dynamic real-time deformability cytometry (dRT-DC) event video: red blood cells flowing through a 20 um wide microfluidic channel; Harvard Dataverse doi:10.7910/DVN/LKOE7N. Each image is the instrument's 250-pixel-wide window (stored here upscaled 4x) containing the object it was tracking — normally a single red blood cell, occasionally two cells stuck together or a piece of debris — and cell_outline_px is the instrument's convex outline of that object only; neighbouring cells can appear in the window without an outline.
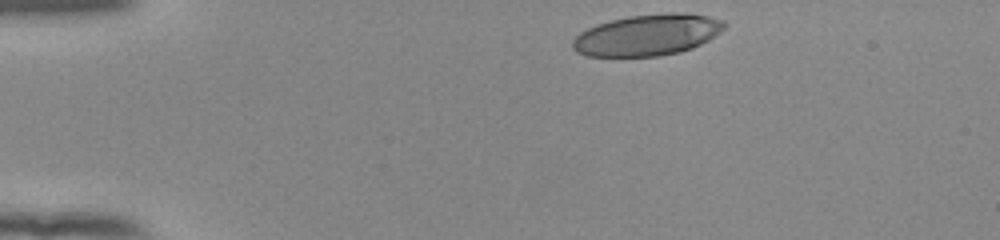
{"species": "human", "species_latin": "Homo sapiens", "temperature_condition": "room temperature", "stored_images_in_passage": 38, "camera_frame_rate_fps": 3000, "um_per_image_px": 0.085, "donor": {"sex": "female"}, "frame": {"image": 1, "passage_image": 1, "time_ms": 0.0, "image_size_px": [1000, 240], "cell_outline_px": [[728, 24], [720, 32], [708, 40], [692, 48], [680, 52], [660, 56], [588, 56], [576, 52], [572, 48], [572, 40], [580, 32], [596, 24], [628, 16], [668, 12], [676, 12], [708, 16], [724, 20]], "centroid_in_image_um": [55.03, 2.97], "position_along_channel_um": 30.0, "area_um2": 36.59}}
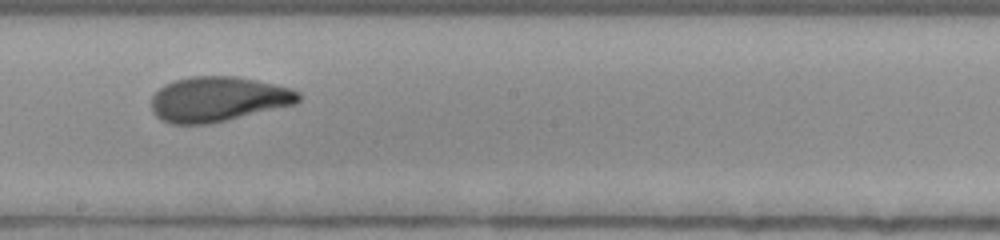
{"frame": {"image": 2, "passage_image": 22, "time_ms": 7.0, "image_size_px": [1000, 240], "cell_outline_px": [[300, 100], [296, 104], [212, 124], [168, 124], [160, 120], [152, 112], [152, 96], [164, 84], [172, 80], [192, 76], [236, 76], [256, 80], [292, 88], [300, 92]], "centroid_in_image_um": [18.53, 8.43], "position_along_channel_um": 229.7, "area_um2": 39.02}}
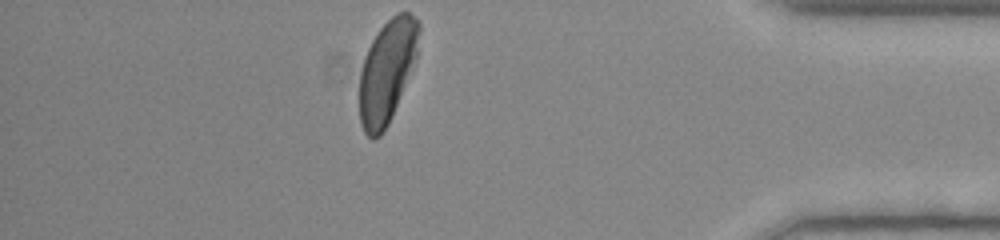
{"frame": {"image": 3, "passage_image": 38, "time_ms": 12.333, "image_size_px": [1000, 240], "cell_outline_px": [[420, 28], [416, 56], [392, 116], [388, 124], [380, 136], [372, 140], [364, 132], [360, 120], [360, 72], [364, 56], [372, 40], [380, 28], [392, 16], [400, 12], [408, 12], [420, 20]], "centroid_in_image_um": [32.89, 6.04], "position_along_channel_um": 402.3, "area_um2": 35.2}, "authors_computed_cell_mechanics": {"area_um2": 37.8012, "velocity_mm_per_s": 3.8664, "shape_relaxation_time_tau1_ms": 3.7365, "shape_relaxation_time_tau2_ms": 0.9918, "deformation_change_tau1": 0.1677, "deformation_change_tau2": 0.064}}